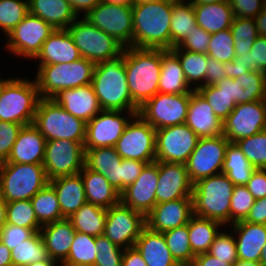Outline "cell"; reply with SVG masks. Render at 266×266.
Listing matches in <instances>:
<instances>
[{
	"label": "cell",
	"instance_id": "cell-7",
	"mask_svg": "<svg viewBox=\"0 0 266 266\" xmlns=\"http://www.w3.org/2000/svg\"><path fill=\"white\" fill-rule=\"evenodd\" d=\"M33 125L47 141L66 139L85 142L86 122L71 115L53 99L39 100Z\"/></svg>",
	"mask_w": 266,
	"mask_h": 266
},
{
	"label": "cell",
	"instance_id": "cell-4",
	"mask_svg": "<svg viewBox=\"0 0 266 266\" xmlns=\"http://www.w3.org/2000/svg\"><path fill=\"white\" fill-rule=\"evenodd\" d=\"M235 185L223 173L202 178L193 185V213L230 225V204Z\"/></svg>",
	"mask_w": 266,
	"mask_h": 266
},
{
	"label": "cell",
	"instance_id": "cell-20",
	"mask_svg": "<svg viewBox=\"0 0 266 266\" xmlns=\"http://www.w3.org/2000/svg\"><path fill=\"white\" fill-rule=\"evenodd\" d=\"M158 161L146 164L139 177L120 193V202L145 216L156 205Z\"/></svg>",
	"mask_w": 266,
	"mask_h": 266
},
{
	"label": "cell",
	"instance_id": "cell-24",
	"mask_svg": "<svg viewBox=\"0 0 266 266\" xmlns=\"http://www.w3.org/2000/svg\"><path fill=\"white\" fill-rule=\"evenodd\" d=\"M52 99L71 115L86 123L102 110L91 84L62 90Z\"/></svg>",
	"mask_w": 266,
	"mask_h": 266
},
{
	"label": "cell",
	"instance_id": "cell-14",
	"mask_svg": "<svg viewBox=\"0 0 266 266\" xmlns=\"http://www.w3.org/2000/svg\"><path fill=\"white\" fill-rule=\"evenodd\" d=\"M55 28L30 12L6 36L7 50L16 56L35 59L40 53L43 43L53 33Z\"/></svg>",
	"mask_w": 266,
	"mask_h": 266
},
{
	"label": "cell",
	"instance_id": "cell-31",
	"mask_svg": "<svg viewBox=\"0 0 266 266\" xmlns=\"http://www.w3.org/2000/svg\"><path fill=\"white\" fill-rule=\"evenodd\" d=\"M49 184L56 192L60 210L65 218L87 202L84 183L79 173L52 179Z\"/></svg>",
	"mask_w": 266,
	"mask_h": 266
},
{
	"label": "cell",
	"instance_id": "cell-19",
	"mask_svg": "<svg viewBox=\"0 0 266 266\" xmlns=\"http://www.w3.org/2000/svg\"><path fill=\"white\" fill-rule=\"evenodd\" d=\"M124 111L101 110L93 119L86 123L84 149L98 147H114L124 133L128 119Z\"/></svg>",
	"mask_w": 266,
	"mask_h": 266
},
{
	"label": "cell",
	"instance_id": "cell-27",
	"mask_svg": "<svg viewBox=\"0 0 266 266\" xmlns=\"http://www.w3.org/2000/svg\"><path fill=\"white\" fill-rule=\"evenodd\" d=\"M238 260L259 262L266 243V225L240 221L232 224Z\"/></svg>",
	"mask_w": 266,
	"mask_h": 266
},
{
	"label": "cell",
	"instance_id": "cell-46",
	"mask_svg": "<svg viewBox=\"0 0 266 266\" xmlns=\"http://www.w3.org/2000/svg\"><path fill=\"white\" fill-rule=\"evenodd\" d=\"M163 236L175 260L181 266H190L196 255L192 252L191 244L188 238V225L185 224L166 231L163 233Z\"/></svg>",
	"mask_w": 266,
	"mask_h": 266
},
{
	"label": "cell",
	"instance_id": "cell-6",
	"mask_svg": "<svg viewBox=\"0 0 266 266\" xmlns=\"http://www.w3.org/2000/svg\"><path fill=\"white\" fill-rule=\"evenodd\" d=\"M40 99L35 80L10 78L0 94V121L33 124Z\"/></svg>",
	"mask_w": 266,
	"mask_h": 266
},
{
	"label": "cell",
	"instance_id": "cell-77",
	"mask_svg": "<svg viewBox=\"0 0 266 266\" xmlns=\"http://www.w3.org/2000/svg\"><path fill=\"white\" fill-rule=\"evenodd\" d=\"M10 78H8V79H5V78H1L0 77V94H1V91H2V89H3V87H4V85H5V83L9 80Z\"/></svg>",
	"mask_w": 266,
	"mask_h": 266
},
{
	"label": "cell",
	"instance_id": "cell-50",
	"mask_svg": "<svg viewBox=\"0 0 266 266\" xmlns=\"http://www.w3.org/2000/svg\"><path fill=\"white\" fill-rule=\"evenodd\" d=\"M7 223L29 229H41L30 200L7 203Z\"/></svg>",
	"mask_w": 266,
	"mask_h": 266
},
{
	"label": "cell",
	"instance_id": "cell-43",
	"mask_svg": "<svg viewBox=\"0 0 266 266\" xmlns=\"http://www.w3.org/2000/svg\"><path fill=\"white\" fill-rule=\"evenodd\" d=\"M30 201L36 218L41 225L65 218L60 210L56 192L49 183L33 196Z\"/></svg>",
	"mask_w": 266,
	"mask_h": 266
},
{
	"label": "cell",
	"instance_id": "cell-75",
	"mask_svg": "<svg viewBox=\"0 0 266 266\" xmlns=\"http://www.w3.org/2000/svg\"><path fill=\"white\" fill-rule=\"evenodd\" d=\"M259 262L262 266H266V243L263 250L261 251Z\"/></svg>",
	"mask_w": 266,
	"mask_h": 266
},
{
	"label": "cell",
	"instance_id": "cell-30",
	"mask_svg": "<svg viewBox=\"0 0 266 266\" xmlns=\"http://www.w3.org/2000/svg\"><path fill=\"white\" fill-rule=\"evenodd\" d=\"M134 247L147 266H181L172 256L163 233L152 231L147 226L142 230Z\"/></svg>",
	"mask_w": 266,
	"mask_h": 266
},
{
	"label": "cell",
	"instance_id": "cell-68",
	"mask_svg": "<svg viewBox=\"0 0 266 266\" xmlns=\"http://www.w3.org/2000/svg\"><path fill=\"white\" fill-rule=\"evenodd\" d=\"M254 20L258 34L266 37V6L262 8V11L254 18Z\"/></svg>",
	"mask_w": 266,
	"mask_h": 266
},
{
	"label": "cell",
	"instance_id": "cell-69",
	"mask_svg": "<svg viewBox=\"0 0 266 266\" xmlns=\"http://www.w3.org/2000/svg\"><path fill=\"white\" fill-rule=\"evenodd\" d=\"M11 250L0 240V266H13Z\"/></svg>",
	"mask_w": 266,
	"mask_h": 266
},
{
	"label": "cell",
	"instance_id": "cell-29",
	"mask_svg": "<svg viewBox=\"0 0 266 266\" xmlns=\"http://www.w3.org/2000/svg\"><path fill=\"white\" fill-rule=\"evenodd\" d=\"M85 150L84 166L102 174L121 193L122 158L114 147H98Z\"/></svg>",
	"mask_w": 266,
	"mask_h": 266
},
{
	"label": "cell",
	"instance_id": "cell-56",
	"mask_svg": "<svg viewBox=\"0 0 266 266\" xmlns=\"http://www.w3.org/2000/svg\"><path fill=\"white\" fill-rule=\"evenodd\" d=\"M23 126L18 123L0 121V162L8 159Z\"/></svg>",
	"mask_w": 266,
	"mask_h": 266
},
{
	"label": "cell",
	"instance_id": "cell-25",
	"mask_svg": "<svg viewBox=\"0 0 266 266\" xmlns=\"http://www.w3.org/2000/svg\"><path fill=\"white\" fill-rule=\"evenodd\" d=\"M46 142L33 124L23 126L8 159L1 163L42 164Z\"/></svg>",
	"mask_w": 266,
	"mask_h": 266
},
{
	"label": "cell",
	"instance_id": "cell-78",
	"mask_svg": "<svg viewBox=\"0 0 266 266\" xmlns=\"http://www.w3.org/2000/svg\"><path fill=\"white\" fill-rule=\"evenodd\" d=\"M168 1L177 2V1H181V0H168Z\"/></svg>",
	"mask_w": 266,
	"mask_h": 266
},
{
	"label": "cell",
	"instance_id": "cell-21",
	"mask_svg": "<svg viewBox=\"0 0 266 266\" xmlns=\"http://www.w3.org/2000/svg\"><path fill=\"white\" fill-rule=\"evenodd\" d=\"M193 185L185 164L158 161L156 204L192 197Z\"/></svg>",
	"mask_w": 266,
	"mask_h": 266
},
{
	"label": "cell",
	"instance_id": "cell-76",
	"mask_svg": "<svg viewBox=\"0 0 266 266\" xmlns=\"http://www.w3.org/2000/svg\"><path fill=\"white\" fill-rule=\"evenodd\" d=\"M152 0H131V6H136L142 3H147Z\"/></svg>",
	"mask_w": 266,
	"mask_h": 266
},
{
	"label": "cell",
	"instance_id": "cell-65",
	"mask_svg": "<svg viewBox=\"0 0 266 266\" xmlns=\"http://www.w3.org/2000/svg\"><path fill=\"white\" fill-rule=\"evenodd\" d=\"M190 266H234V264L215 258L209 253H201L195 256L194 261Z\"/></svg>",
	"mask_w": 266,
	"mask_h": 266
},
{
	"label": "cell",
	"instance_id": "cell-71",
	"mask_svg": "<svg viewBox=\"0 0 266 266\" xmlns=\"http://www.w3.org/2000/svg\"><path fill=\"white\" fill-rule=\"evenodd\" d=\"M59 262H57L56 260L54 259H51L50 257L47 259V260H44V261H37L35 263H31L27 266H58Z\"/></svg>",
	"mask_w": 266,
	"mask_h": 266
},
{
	"label": "cell",
	"instance_id": "cell-73",
	"mask_svg": "<svg viewBox=\"0 0 266 266\" xmlns=\"http://www.w3.org/2000/svg\"><path fill=\"white\" fill-rule=\"evenodd\" d=\"M234 266H262L260 262L237 260Z\"/></svg>",
	"mask_w": 266,
	"mask_h": 266
},
{
	"label": "cell",
	"instance_id": "cell-9",
	"mask_svg": "<svg viewBox=\"0 0 266 266\" xmlns=\"http://www.w3.org/2000/svg\"><path fill=\"white\" fill-rule=\"evenodd\" d=\"M81 57L95 64L122 54L124 47L112 36L92 25L84 17L78 18L67 28Z\"/></svg>",
	"mask_w": 266,
	"mask_h": 266
},
{
	"label": "cell",
	"instance_id": "cell-13",
	"mask_svg": "<svg viewBox=\"0 0 266 266\" xmlns=\"http://www.w3.org/2000/svg\"><path fill=\"white\" fill-rule=\"evenodd\" d=\"M84 18L112 36L124 48L132 46V6H120L101 1Z\"/></svg>",
	"mask_w": 266,
	"mask_h": 266
},
{
	"label": "cell",
	"instance_id": "cell-67",
	"mask_svg": "<svg viewBox=\"0 0 266 266\" xmlns=\"http://www.w3.org/2000/svg\"><path fill=\"white\" fill-rule=\"evenodd\" d=\"M73 11L77 16H79L80 12H85L83 17L87 15L101 0H67Z\"/></svg>",
	"mask_w": 266,
	"mask_h": 266
},
{
	"label": "cell",
	"instance_id": "cell-52",
	"mask_svg": "<svg viewBox=\"0 0 266 266\" xmlns=\"http://www.w3.org/2000/svg\"><path fill=\"white\" fill-rule=\"evenodd\" d=\"M97 249L94 266H122L124 249L115 245L104 234L95 237Z\"/></svg>",
	"mask_w": 266,
	"mask_h": 266
},
{
	"label": "cell",
	"instance_id": "cell-33",
	"mask_svg": "<svg viewBox=\"0 0 266 266\" xmlns=\"http://www.w3.org/2000/svg\"><path fill=\"white\" fill-rule=\"evenodd\" d=\"M178 57L171 50L161 49V72L158 92L163 94H188L190 88Z\"/></svg>",
	"mask_w": 266,
	"mask_h": 266
},
{
	"label": "cell",
	"instance_id": "cell-45",
	"mask_svg": "<svg viewBox=\"0 0 266 266\" xmlns=\"http://www.w3.org/2000/svg\"><path fill=\"white\" fill-rule=\"evenodd\" d=\"M10 254L13 266H27L31 263L44 261L49 258L40 231L15 246Z\"/></svg>",
	"mask_w": 266,
	"mask_h": 266
},
{
	"label": "cell",
	"instance_id": "cell-23",
	"mask_svg": "<svg viewBox=\"0 0 266 266\" xmlns=\"http://www.w3.org/2000/svg\"><path fill=\"white\" fill-rule=\"evenodd\" d=\"M185 124L199 138L223 134V122L215 115L213 108L198 90L191 92Z\"/></svg>",
	"mask_w": 266,
	"mask_h": 266
},
{
	"label": "cell",
	"instance_id": "cell-74",
	"mask_svg": "<svg viewBox=\"0 0 266 266\" xmlns=\"http://www.w3.org/2000/svg\"><path fill=\"white\" fill-rule=\"evenodd\" d=\"M192 4H213L221 3L228 0H189Z\"/></svg>",
	"mask_w": 266,
	"mask_h": 266
},
{
	"label": "cell",
	"instance_id": "cell-44",
	"mask_svg": "<svg viewBox=\"0 0 266 266\" xmlns=\"http://www.w3.org/2000/svg\"><path fill=\"white\" fill-rule=\"evenodd\" d=\"M97 255L95 237L76 232L67 258L62 266H94Z\"/></svg>",
	"mask_w": 266,
	"mask_h": 266
},
{
	"label": "cell",
	"instance_id": "cell-62",
	"mask_svg": "<svg viewBox=\"0 0 266 266\" xmlns=\"http://www.w3.org/2000/svg\"><path fill=\"white\" fill-rule=\"evenodd\" d=\"M224 68V62H220L208 56L205 86L216 85L224 78H227Z\"/></svg>",
	"mask_w": 266,
	"mask_h": 266
},
{
	"label": "cell",
	"instance_id": "cell-15",
	"mask_svg": "<svg viewBox=\"0 0 266 266\" xmlns=\"http://www.w3.org/2000/svg\"><path fill=\"white\" fill-rule=\"evenodd\" d=\"M145 227L146 216L120 202L107 209L103 234L115 245L127 249L134 247Z\"/></svg>",
	"mask_w": 266,
	"mask_h": 266
},
{
	"label": "cell",
	"instance_id": "cell-61",
	"mask_svg": "<svg viewBox=\"0 0 266 266\" xmlns=\"http://www.w3.org/2000/svg\"><path fill=\"white\" fill-rule=\"evenodd\" d=\"M245 186L255 200L266 197V169H255Z\"/></svg>",
	"mask_w": 266,
	"mask_h": 266
},
{
	"label": "cell",
	"instance_id": "cell-36",
	"mask_svg": "<svg viewBox=\"0 0 266 266\" xmlns=\"http://www.w3.org/2000/svg\"><path fill=\"white\" fill-rule=\"evenodd\" d=\"M230 92L236 104L266 100V73L249 70L231 79Z\"/></svg>",
	"mask_w": 266,
	"mask_h": 266
},
{
	"label": "cell",
	"instance_id": "cell-70",
	"mask_svg": "<svg viewBox=\"0 0 266 266\" xmlns=\"http://www.w3.org/2000/svg\"><path fill=\"white\" fill-rule=\"evenodd\" d=\"M7 223V201L0 194V230Z\"/></svg>",
	"mask_w": 266,
	"mask_h": 266
},
{
	"label": "cell",
	"instance_id": "cell-53",
	"mask_svg": "<svg viewBox=\"0 0 266 266\" xmlns=\"http://www.w3.org/2000/svg\"><path fill=\"white\" fill-rule=\"evenodd\" d=\"M255 199L246 186L235 185L230 204V225L244 221Z\"/></svg>",
	"mask_w": 266,
	"mask_h": 266
},
{
	"label": "cell",
	"instance_id": "cell-16",
	"mask_svg": "<svg viewBox=\"0 0 266 266\" xmlns=\"http://www.w3.org/2000/svg\"><path fill=\"white\" fill-rule=\"evenodd\" d=\"M228 143L229 141L223 134L199 138L196 148L185 163L193 184L202 178L221 173Z\"/></svg>",
	"mask_w": 266,
	"mask_h": 266
},
{
	"label": "cell",
	"instance_id": "cell-10",
	"mask_svg": "<svg viewBox=\"0 0 266 266\" xmlns=\"http://www.w3.org/2000/svg\"><path fill=\"white\" fill-rule=\"evenodd\" d=\"M114 148L122 159L139 160L147 164L155 162L156 129L136 114Z\"/></svg>",
	"mask_w": 266,
	"mask_h": 266
},
{
	"label": "cell",
	"instance_id": "cell-55",
	"mask_svg": "<svg viewBox=\"0 0 266 266\" xmlns=\"http://www.w3.org/2000/svg\"><path fill=\"white\" fill-rule=\"evenodd\" d=\"M235 58L239 60V63L245 64L248 70L266 73V37L259 35L249 54H242Z\"/></svg>",
	"mask_w": 266,
	"mask_h": 266
},
{
	"label": "cell",
	"instance_id": "cell-39",
	"mask_svg": "<svg viewBox=\"0 0 266 266\" xmlns=\"http://www.w3.org/2000/svg\"><path fill=\"white\" fill-rule=\"evenodd\" d=\"M107 209L86 202L67 219L76 232L97 237L104 233Z\"/></svg>",
	"mask_w": 266,
	"mask_h": 266
},
{
	"label": "cell",
	"instance_id": "cell-40",
	"mask_svg": "<svg viewBox=\"0 0 266 266\" xmlns=\"http://www.w3.org/2000/svg\"><path fill=\"white\" fill-rule=\"evenodd\" d=\"M189 241L195 255L207 253L223 225L208 218L193 215L188 222Z\"/></svg>",
	"mask_w": 266,
	"mask_h": 266
},
{
	"label": "cell",
	"instance_id": "cell-48",
	"mask_svg": "<svg viewBox=\"0 0 266 266\" xmlns=\"http://www.w3.org/2000/svg\"><path fill=\"white\" fill-rule=\"evenodd\" d=\"M256 169H266V129L235 142Z\"/></svg>",
	"mask_w": 266,
	"mask_h": 266
},
{
	"label": "cell",
	"instance_id": "cell-17",
	"mask_svg": "<svg viewBox=\"0 0 266 266\" xmlns=\"http://www.w3.org/2000/svg\"><path fill=\"white\" fill-rule=\"evenodd\" d=\"M266 129V100L236 104L223 121V135L229 142L250 137Z\"/></svg>",
	"mask_w": 266,
	"mask_h": 266
},
{
	"label": "cell",
	"instance_id": "cell-60",
	"mask_svg": "<svg viewBox=\"0 0 266 266\" xmlns=\"http://www.w3.org/2000/svg\"><path fill=\"white\" fill-rule=\"evenodd\" d=\"M146 162L122 159L121 163V192L139 177Z\"/></svg>",
	"mask_w": 266,
	"mask_h": 266
},
{
	"label": "cell",
	"instance_id": "cell-41",
	"mask_svg": "<svg viewBox=\"0 0 266 266\" xmlns=\"http://www.w3.org/2000/svg\"><path fill=\"white\" fill-rule=\"evenodd\" d=\"M230 83L231 79L224 78L216 85L202 86L198 89L222 122L236 107L230 92Z\"/></svg>",
	"mask_w": 266,
	"mask_h": 266
},
{
	"label": "cell",
	"instance_id": "cell-47",
	"mask_svg": "<svg viewBox=\"0 0 266 266\" xmlns=\"http://www.w3.org/2000/svg\"><path fill=\"white\" fill-rule=\"evenodd\" d=\"M235 48V57L249 54L259 34L254 19L234 17L230 27Z\"/></svg>",
	"mask_w": 266,
	"mask_h": 266
},
{
	"label": "cell",
	"instance_id": "cell-11",
	"mask_svg": "<svg viewBox=\"0 0 266 266\" xmlns=\"http://www.w3.org/2000/svg\"><path fill=\"white\" fill-rule=\"evenodd\" d=\"M191 92L188 94L157 93L147 100L138 114L154 129L184 124L186 122Z\"/></svg>",
	"mask_w": 266,
	"mask_h": 266
},
{
	"label": "cell",
	"instance_id": "cell-18",
	"mask_svg": "<svg viewBox=\"0 0 266 266\" xmlns=\"http://www.w3.org/2000/svg\"><path fill=\"white\" fill-rule=\"evenodd\" d=\"M199 137L185 123L156 130V161L185 164Z\"/></svg>",
	"mask_w": 266,
	"mask_h": 266
},
{
	"label": "cell",
	"instance_id": "cell-35",
	"mask_svg": "<svg viewBox=\"0 0 266 266\" xmlns=\"http://www.w3.org/2000/svg\"><path fill=\"white\" fill-rule=\"evenodd\" d=\"M197 25L213 34L229 29L233 21V12L229 0L213 4H193Z\"/></svg>",
	"mask_w": 266,
	"mask_h": 266
},
{
	"label": "cell",
	"instance_id": "cell-57",
	"mask_svg": "<svg viewBox=\"0 0 266 266\" xmlns=\"http://www.w3.org/2000/svg\"><path fill=\"white\" fill-rule=\"evenodd\" d=\"M38 231H40V229H29L6 223L0 230V240L12 250L15 246L29 239Z\"/></svg>",
	"mask_w": 266,
	"mask_h": 266
},
{
	"label": "cell",
	"instance_id": "cell-54",
	"mask_svg": "<svg viewBox=\"0 0 266 266\" xmlns=\"http://www.w3.org/2000/svg\"><path fill=\"white\" fill-rule=\"evenodd\" d=\"M215 258L234 264L238 260L234 234L219 232L207 252Z\"/></svg>",
	"mask_w": 266,
	"mask_h": 266
},
{
	"label": "cell",
	"instance_id": "cell-59",
	"mask_svg": "<svg viewBox=\"0 0 266 266\" xmlns=\"http://www.w3.org/2000/svg\"><path fill=\"white\" fill-rule=\"evenodd\" d=\"M234 17L254 19L264 7L262 0H229Z\"/></svg>",
	"mask_w": 266,
	"mask_h": 266
},
{
	"label": "cell",
	"instance_id": "cell-28",
	"mask_svg": "<svg viewBox=\"0 0 266 266\" xmlns=\"http://www.w3.org/2000/svg\"><path fill=\"white\" fill-rule=\"evenodd\" d=\"M40 233L49 257L62 263L70 252L76 233L71 222L64 218L42 225Z\"/></svg>",
	"mask_w": 266,
	"mask_h": 266
},
{
	"label": "cell",
	"instance_id": "cell-32",
	"mask_svg": "<svg viewBox=\"0 0 266 266\" xmlns=\"http://www.w3.org/2000/svg\"><path fill=\"white\" fill-rule=\"evenodd\" d=\"M79 174L84 183L85 196L88 203L105 209L120 203V192L102 174L85 166Z\"/></svg>",
	"mask_w": 266,
	"mask_h": 266
},
{
	"label": "cell",
	"instance_id": "cell-38",
	"mask_svg": "<svg viewBox=\"0 0 266 266\" xmlns=\"http://www.w3.org/2000/svg\"><path fill=\"white\" fill-rule=\"evenodd\" d=\"M255 169L238 145L229 142L221 173L225 174L234 185L245 186Z\"/></svg>",
	"mask_w": 266,
	"mask_h": 266
},
{
	"label": "cell",
	"instance_id": "cell-72",
	"mask_svg": "<svg viewBox=\"0 0 266 266\" xmlns=\"http://www.w3.org/2000/svg\"><path fill=\"white\" fill-rule=\"evenodd\" d=\"M101 1L120 6H131V0H101Z\"/></svg>",
	"mask_w": 266,
	"mask_h": 266
},
{
	"label": "cell",
	"instance_id": "cell-26",
	"mask_svg": "<svg viewBox=\"0 0 266 266\" xmlns=\"http://www.w3.org/2000/svg\"><path fill=\"white\" fill-rule=\"evenodd\" d=\"M80 58V52L67 29H55L35 59H38L39 65H46L71 63Z\"/></svg>",
	"mask_w": 266,
	"mask_h": 266
},
{
	"label": "cell",
	"instance_id": "cell-49",
	"mask_svg": "<svg viewBox=\"0 0 266 266\" xmlns=\"http://www.w3.org/2000/svg\"><path fill=\"white\" fill-rule=\"evenodd\" d=\"M28 13V0H0V28L5 36H8Z\"/></svg>",
	"mask_w": 266,
	"mask_h": 266
},
{
	"label": "cell",
	"instance_id": "cell-79",
	"mask_svg": "<svg viewBox=\"0 0 266 266\" xmlns=\"http://www.w3.org/2000/svg\"><path fill=\"white\" fill-rule=\"evenodd\" d=\"M263 1V3H264V6H266V0H262Z\"/></svg>",
	"mask_w": 266,
	"mask_h": 266
},
{
	"label": "cell",
	"instance_id": "cell-5",
	"mask_svg": "<svg viewBox=\"0 0 266 266\" xmlns=\"http://www.w3.org/2000/svg\"><path fill=\"white\" fill-rule=\"evenodd\" d=\"M95 65L83 57L71 63L39 65L35 81L40 97L52 99L62 90L91 84Z\"/></svg>",
	"mask_w": 266,
	"mask_h": 266
},
{
	"label": "cell",
	"instance_id": "cell-34",
	"mask_svg": "<svg viewBox=\"0 0 266 266\" xmlns=\"http://www.w3.org/2000/svg\"><path fill=\"white\" fill-rule=\"evenodd\" d=\"M28 7L55 29H67L78 18L67 0H28Z\"/></svg>",
	"mask_w": 266,
	"mask_h": 266
},
{
	"label": "cell",
	"instance_id": "cell-12",
	"mask_svg": "<svg viewBox=\"0 0 266 266\" xmlns=\"http://www.w3.org/2000/svg\"><path fill=\"white\" fill-rule=\"evenodd\" d=\"M84 143L66 139L46 142L43 167L48 180L78 174L84 167Z\"/></svg>",
	"mask_w": 266,
	"mask_h": 266
},
{
	"label": "cell",
	"instance_id": "cell-37",
	"mask_svg": "<svg viewBox=\"0 0 266 266\" xmlns=\"http://www.w3.org/2000/svg\"><path fill=\"white\" fill-rule=\"evenodd\" d=\"M186 2L187 0L173 2L170 22V50L178 47L196 29L197 22L193 4L190 1Z\"/></svg>",
	"mask_w": 266,
	"mask_h": 266
},
{
	"label": "cell",
	"instance_id": "cell-2",
	"mask_svg": "<svg viewBox=\"0 0 266 266\" xmlns=\"http://www.w3.org/2000/svg\"><path fill=\"white\" fill-rule=\"evenodd\" d=\"M173 2L152 0L132 6V47L170 50Z\"/></svg>",
	"mask_w": 266,
	"mask_h": 266
},
{
	"label": "cell",
	"instance_id": "cell-8",
	"mask_svg": "<svg viewBox=\"0 0 266 266\" xmlns=\"http://www.w3.org/2000/svg\"><path fill=\"white\" fill-rule=\"evenodd\" d=\"M49 180L43 164L1 163L0 194L8 202L30 200Z\"/></svg>",
	"mask_w": 266,
	"mask_h": 266
},
{
	"label": "cell",
	"instance_id": "cell-64",
	"mask_svg": "<svg viewBox=\"0 0 266 266\" xmlns=\"http://www.w3.org/2000/svg\"><path fill=\"white\" fill-rule=\"evenodd\" d=\"M122 266H147L142 255L135 247L124 249Z\"/></svg>",
	"mask_w": 266,
	"mask_h": 266
},
{
	"label": "cell",
	"instance_id": "cell-42",
	"mask_svg": "<svg viewBox=\"0 0 266 266\" xmlns=\"http://www.w3.org/2000/svg\"><path fill=\"white\" fill-rule=\"evenodd\" d=\"M171 51L178 57L189 86L191 83L193 86L196 83L194 90L205 86L208 55L179 49L178 47L172 48Z\"/></svg>",
	"mask_w": 266,
	"mask_h": 266
},
{
	"label": "cell",
	"instance_id": "cell-51",
	"mask_svg": "<svg viewBox=\"0 0 266 266\" xmlns=\"http://www.w3.org/2000/svg\"><path fill=\"white\" fill-rule=\"evenodd\" d=\"M207 55L220 62L235 58L234 39L230 28L211 34Z\"/></svg>",
	"mask_w": 266,
	"mask_h": 266
},
{
	"label": "cell",
	"instance_id": "cell-3",
	"mask_svg": "<svg viewBox=\"0 0 266 266\" xmlns=\"http://www.w3.org/2000/svg\"><path fill=\"white\" fill-rule=\"evenodd\" d=\"M123 59L130 95L141 107L158 93L161 49L127 47Z\"/></svg>",
	"mask_w": 266,
	"mask_h": 266
},
{
	"label": "cell",
	"instance_id": "cell-58",
	"mask_svg": "<svg viewBox=\"0 0 266 266\" xmlns=\"http://www.w3.org/2000/svg\"><path fill=\"white\" fill-rule=\"evenodd\" d=\"M210 38L211 34L197 25L196 29H194L190 35L181 42L178 48L207 54Z\"/></svg>",
	"mask_w": 266,
	"mask_h": 266
},
{
	"label": "cell",
	"instance_id": "cell-1",
	"mask_svg": "<svg viewBox=\"0 0 266 266\" xmlns=\"http://www.w3.org/2000/svg\"><path fill=\"white\" fill-rule=\"evenodd\" d=\"M91 85L102 110H127L130 117L138 114L140 107L130 95L123 52L116 58L95 65Z\"/></svg>",
	"mask_w": 266,
	"mask_h": 266
},
{
	"label": "cell",
	"instance_id": "cell-63",
	"mask_svg": "<svg viewBox=\"0 0 266 266\" xmlns=\"http://www.w3.org/2000/svg\"><path fill=\"white\" fill-rule=\"evenodd\" d=\"M244 221L266 225V197L255 200Z\"/></svg>",
	"mask_w": 266,
	"mask_h": 266
},
{
	"label": "cell",
	"instance_id": "cell-22",
	"mask_svg": "<svg viewBox=\"0 0 266 266\" xmlns=\"http://www.w3.org/2000/svg\"><path fill=\"white\" fill-rule=\"evenodd\" d=\"M193 215L192 197L157 203L146 215V226L152 231L164 233L188 224Z\"/></svg>",
	"mask_w": 266,
	"mask_h": 266
},
{
	"label": "cell",
	"instance_id": "cell-66",
	"mask_svg": "<svg viewBox=\"0 0 266 266\" xmlns=\"http://www.w3.org/2000/svg\"><path fill=\"white\" fill-rule=\"evenodd\" d=\"M224 70L226 76L229 79H236L238 76L247 73L249 70L246 68V65L239 63V60L234 58L231 61L224 62Z\"/></svg>",
	"mask_w": 266,
	"mask_h": 266
}]
</instances>
